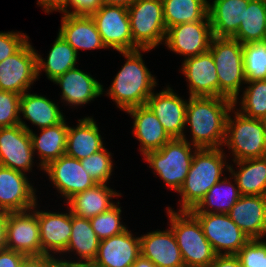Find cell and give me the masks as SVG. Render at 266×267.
I'll return each mask as SVG.
<instances>
[{
  "label": "cell",
  "mask_w": 266,
  "mask_h": 267,
  "mask_svg": "<svg viewBox=\"0 0 266 267\" xmlns=\"http://www.w3.org/2000/svg\"><path fill=\"white\" fill-rule=\"evenodd\" d=\"M185 125L192 134L191 145L197 148H221L225 142L226 122L234 107L233 100L224 97L189 96Z\"/></svg>",
  "instance_id": "cell-1"
},
{
  "label": "cell",
  "mask_w": 266,
  "mask_h": 267,
  "mask_svg": "<svg viewBox=\"0 0 266 267\" xmlns=\"http://www.w3.org/2000/svg\"><path fill=\"white\" fill-rule=\"evenodd\" d=\"M140 51L149 49L120 52L126 58L125 64L107 90V95L125 112L130 108L146 105L157 85L155 77L142 60Z\"/></svg>",
  "instance_id": "cell-2"
},
{
  "label": "cell",
  "mask_w": 266,
  "mask_h": 267,
  "mask_svg": "<svg viewBox=\"0 0 266 267\" xmlns=\"http://www.w3.org/2000/svg\"><path fill=\"white\" fill-rule=\"evenodd\" d=\"M225 158L222 148H201L194 153L185 182L178 191L181 195L179 211L193 209L208 190L222 180L224 168L229 170Z\"/></svg>",
  "instance_id": "cell-3"
},
{
  "label": "cell",
  "mask_w": 266,
  "mask_h": 267,
  "mask_svg": "<svg viewBox=\"0 0 266 267\" xmlns=\"http://www.w3.org/2000/svg\"><path fill=\"white\" fill-rule=\"evenodd\" d=\"M170 228L175 234L185 267H208L216 253L204 235L198 219L190 211L167 208Z\"/></svg>",
  "instance_id": "cell-4"
},
{
  "label": "cell",
  "mask_w": 266,
  "mask_h": 267,
  "mask_svg": "<svg viewBox=\"0 0 266 267\" xmlns=\"http://www.w3.org/2000/svg\"><path fill=\"white\" fill-rule=\"evenodd\" d=\"M209 52L218 74V97L238 102L240 87L246 83L244 76L243 45L234 38L213 36Z\"/></svg>",
  "instance_id": "cell-5"
},
{
  "label": "cell",
  "mask_w": 266,
  "mask_h": 267,
  "mask_svg": "<svg viewBox=\"0 0 266 267\" xmlns=\"http://www.w3.org/2000/svg\"><path fill=\"white\" fill-rule=\"evenodd\" d=\"M198 149L191 145L186 137L172 138L161 149L148 152L143 157L149 168L163 179L166 186L178 193L185 182L194 153Z\"/></svg>",
  "instance_id": "cell-6"
},
{
  "label": "cell",
  "mask_w": 266,
  "mask_h": 267,
  "mask_svg": "<svg viewBox=\"0 0 266 267\" xmlns=\"http://www.w3.org/2000/svg\"><path fill=\"white\" fill-rule=\"evenodd\" d=\"M233 107L226 122L224 146L231 149L233 162L266 156V134L259 119L249 118Z\"/></svg>",
  "instance_id": "cell-7"
},
{
  "label": "cell",
  "mask_w": 266,
  "mask_h": 267,
  "mask_svg": "<svg viewBox=\"0 0 266 267\" xmlns=\"http://www.w3.org/2000/svg\"><path fill=\"white\" fill-rule=\"evenodd\" d=\"M133 43L139 49H154L166 37L162 0H135L128 7Z\"/></svg>",
  "instance_id": "cell-8"
},
{
  "label": "cell",
  "mask_w": 266,
  "mask_h": 267,
  "mask_svg": "<svg viewBox=\"0 0 266 267\" xmlns=\"http://www.w3.org/2000/svg\"><path fill=\"white\" fill-rule=\"evenodd\" d=\"M91 18L106 48H113L118 52L139 49L133 43L128 8L102 5Z\"/></svg>",
  "instance_id": "cell-9"
},
{
  "label": "cell",
  "mask_w": 266,
  "mask_h": 267,
  "mask_svg": "<svg viewBox=\"0 0 266 267\" xmlns=\"http://www.w3.org/2000/svg\"><path fill=\"white\" fill-rule=\"evenodd\" d=\"M200 222L204 235L216 255H236L250 238L228 214L192 213ZM224 253H223V251Z\"/></svg>",
  "instance_id": "cell-10"
},
{
  "label": "cell",
  "mask_w": 266,
  "mask_h": 267,
  "mask_svg": "<svg viewBox=\"0 0 266 267\" xmlns=\"http://www.w3.org/2000/svg\"><path fill=\"white\" fill-rule=\"evenodd\" d=\"M36 79H38L37 51L30 41L0 63V91L22 95L28 92Z\"/></svg>",
  "instance_id": "cell-11"
},
{
  "label": "cell",
  "mask_w": 266,
  "mask_h": 267,
  "mask_svg": "<svg viewBox=\"0 0 266 267\" xmlns=\"http://www.w3.org/2000/svg\"><path fill=\"white\" fill-rule=\"evenodd\" d=\"M37 205L36 203L32 209L27 211L8 213L7 249L23 253L26 256L42 255Z\"/></svg>",
  "instance_id": "cell-12"
},
{
  "label": "cell",
  "mask_w": 266,
  "mask_h": 267,
  "mask_svg": "<svg viewBox=\"0 0 266 267\" xmlns=\"http://www.w3.org/2000/svg\"><path fill=\"white\" fill-rule=\"evenodd\" d=\"M212 38L210 21L187 22L169 27L164 45L186 59L209 51Z\"/></svg>",
  "instance_id": "cell-13"
},
{
  "label": "cell",
  "mask_w": 266,
  "mask_h": 267,
  "mask_svg": "<svg viewBox=\"0 0 266 267\" xmlns=\"http://www.w3.org/2000/svg\"><path fill=\"white\" fill-rule=\"evenodd\" d=\"M43 170L66 202L75 194L96 185L81 165L80 160L66 154L50 162Z\"/></svg>",
  "instance_id": "cell-14"
},
{
  "label": "cell",
  "mask_w": 266,
  "mask_h": 267,
  "mask_svg": "<svg viewBox=\"0 0 266 267\" xmlns=\"http://www.w3.org/2000/svg\"><path fill=\"white\" fill-rule=\"evenodd\" d=\"M35 188L25 173L0 165V210L22 212L37 202Z\"/></svg>",
  "instance_id": "cell-15"
},
{
  "label": "cell",
  "mask_w": 266,
  "mask_h": 267,
  "mask_svg": "<svg viewBox=\"0 0 266 267\" xmlns=\"http://www.w3.org/2000/svg\"><path fill=\"white\" fill-rule=\"evenodd\" d=\"M34 151L29 131L20 124L0 128V165L20 172L32 170Z\"/></svg>",
  "instance_id": "cell-16"
},
{
  "label": "cell",
  "mask_w": 266,
  "mask_h": 267,
  "mask_svg": "<svg viewBox=\"0 0 266 267\" xmlns=\"http://www.w3.org/2000/svg\"><path fill=\"white\" fill-rule=\"evenodd\" d=\"M188 101L182 99L171 87L159 93H153L148 98L146 105L155 114L164 130L171 138H185L184 128L186 106Z\"/></svg>",
  "instance_id": "cell-17"
},
{
  "label": "cell",
  "mask_w": 266,
  "mask_h": 267,
  "mask_svg": "<svg viewBox=\"0 0 266 267\" xmlns=\"http://www.w3.org/2000/svg\"><path fill=\"white\" fill-rule=\"evenodd\" d=\"M141 255L140 238L128 229L100 240L94 264L97 267H131Z\"/></svg>",
  "instance_id": "cell-18"
},
{
  "label": "cell",
  "mask_w": 266,
  "mask_h": 267,
  "mask_svg": "<svg viewBox=\"0 0 266 267\" xmlns=\"http://www.w3.org/2000/svg\"><path fill=\"white\" fill-rule=\"evenodd\" d=\"M181 70L189 82V96L218 97L217 68L209 51L186 58Z\"/></svg>",
  "instance_id": "cell-19"
},
{
  "label": "cell",
  "mask_w": 266,
  "mask_h": 267,
  "mask_svg": "<svg viewBox=\"0 0 266 267\" xmlns=\"http://www.w3.org/2000/svg\"><path fill=\"white\" fill-rule=\"evenodd\" d=\"M228 215L250 239L266 236V196L241 195Z\"/></svg>",
  "instance_id": "cell-20"
},
{
  "label": "cell",
  "mask_w": 266,
  "mask_h": 267,
  "mask_svg": "<svg viewBox=\"0 0 266 267\" xmlns=\"http://www.w3.org/2000/svg\"><path fill=\"white\" fill-rule=\"evenodd\" d=\"M139 238L141 255L148 258L156 267H185L171 228L148 232Z\"/></svg>",
  "instance_id": "cell-21"
},
{
  "label": "cell",
  "mask_w": 266,
  "mask_h": 267,
  "mask_svg": "<svg viewBox=\"0 0 266 267\" xmlns=\"http://www.w3.org/2000/svg\"><path fill=\"white\" fill-rule=\"evenodd\" d=\"M56 213L38 210L42 254H62L71 236V211ZM51 253V254H50Z\"/></svg>",
  "instance_id": "cell-22"
},
{
  "label": "cell",
  "mask_w": 266,
  "mask_h": 267,
  "mask_svg": "<svg viewBox=\"0 0 266 267\" xmlns=\"http://www.w3.org/2000/svg\"><path fill=\"white\" fill-rule=\"evenodd\" d=\"M62 90V99L69 106H79L91 102L103 94V85L92 75L74 67L54 81Z\"/></svg>",
  "instance_id": "cell-23"
},
{
  "label": "cell",
  "mask_w": 266,
  "mask_h": 267,
  "mask_svg": "<svg viewBox=\"0 0 266 267\" xmlns=\"http://www.w3.org/2000/svg\"><path fill=\"white\" fill-rule=\"evenodd\" d=\"M133 117V134L139 140L143 156L161 149L172 138L147 105L130 108L126 111Z\"/></svg>",
  "instance_id": "cell-24"
},
{
  "label": "cell",
  "mask_w": 266,
  "mask_h": 267,
  "mask_svg": "<svg viewBox=\"0 0 266 267\" xmlns=\"http://www.w3.org/2000/svg\"><path fill=\"white\" fill-rule=\"evenodd\" d=\"M59 35L76 51L106 48L91 16L63 14Z\"/></svg>",
  "instance_id": "cell-25"
},
{
  "label": "cell",
  "mask_w": 266,
  "mask_h": 267,
  "mask_svg": "<svg viewBox=\"0 0 266 267\" xmlns=\"http://www.w3.org/2000/svg\"><path fill=\"white\" fill-rule=\"evenodd\" d=\"M20 125L29 131L31 138L32 149L37 151L40 157L39 167L41 170L50 162L57 160L66 152L68 125L65 120L61 123L41 129V134H35L20 117Z\"/></svg>",
  "instance_id": "cell-26"
},
{
  "label": "cell",
  "mask_w": 266,
  "mask_h": 267,
  "mask_svg": "<svg viewBox=\"0 0 266 267\" xmlns=\"http://www.w3.org/2000/svg\"><path fill=\"white\" fill-rule=\"evenodd\" d=\"M250 0H214L208 2V16L213 36L232 38L243 20L244 7Z\"/></svg>",
  "instance_id": "cell-27"
},
{
  "label": "cell",
  "mask_w": 266,
  "mask_h": 267,
  "mask_svg": "<svg viewBox=\"0 0 266 267\" xmlns=\"http://www.w3.org/2000/svg\"><path fill=\"white\" fill-rule=\"evenodd\" d=\"M78 121L77 127L68 126L65 154L81 160L99 152L105 146L93 117H85Z\"/></svg>",
  "instance_id": "cell-28"
},
{
  "label": "cell",
  "mask_w": 266,
  "mask_h": 267,
  "mask_svg": "<svg viewBox=\"0 0 266 267\" xmlns=\"http://www.w3.org/2000/svg\"><path fill=\"white\" fill-rule=\"evenodd\" d=\"M117 196L120 197L121 194L109 188L107 184H96L84 192L75 194L66 203L73 215L90 219L112 207L115 203L111 200Z\"/></svg>",
  "instance_id": "cell-29"
},
{
  "label": "cell",
  "mask_w": 266,
  "mask_h": 267,
  "mask_svg": "<svg viewBox=\"0 0 266 267\" xmlns=\"http://www.w3.org/2000/svg\"><path fill=\"white\" fill-rule=\"evenodd\" d=\"M57 105L49 98L35 93L25 92L20 96V114L40 129L55 126L65 119Z\"/></svg>",
  "instance_id": "cell-30"
},
{
  "label": "cell",
  "mask_w": 266,
  "mask_h": 267,
  "mask_svg": "<svg viewBox=\"0 0 266 267\" xmlns=\"http://www.w3.org/2000/svg\"><path fill=\"white\" fill-rule=\"evenodd\" d=\"M239 169L229 165L228 172L235 178L241 195L266 196V156L235 161Z\"/></svg>",
  "instance_id": "cell-31"
},
{
  "label": "cell",
  "mask_w": 266,
  "mask_h": 267,
  "mask_svg": "<svg viewBox=\"0 0 266 267\" xmlns=\"http://www.w3.org/2000/svg\"><path fill=\"white\" fill-rule=\"evenodd\" d=\"M231 178L234 179V184L226 177L222 181L219 180L190 212L228 214L232 206L241 197L235 178L233 176Z\"/></svg>",
  "instance_id": "cell-32"
},
{
  "label": "cell",
  "mask_w": 266,
  "mask_h": 267,
  "mask_svg": "<svg viewBox=\"0 0 266 267\" xmlns=\"http://www.w3.org/2000/svg\"><path fill=\"white\" fill-rule=\"evenodd\" d=\"M99 243L100 239L92 229L90 220L71 213V236L63 254L74 251L79 255L78 262H94Z\"/></svg>",
  "instance_id": "cell-33"
},
{
  "label": "cell",
  "mask_w": 266,
  "mask_h": 267,
  "mask_svg": "<svg viewBox=\"0 0 266 267\" xmlns=\"http://www.w3.org/2000/svg\"><path fill=\"white\" fill-rule=\"evenodd\" d=\"M79 54L59 35L49 51L47 60L37 53V76L45 71L49 80L54 81L69 69L76 67Z\"/></svg>",
  "instance_id": "cell-34"
},
{
  "label": "cell",
  "mask_w": 266,
  "mask_h": 267,
  "mask_svg": "<svg viewBox=\"0 0 266 267\" xmlns=\"http://www.w3.org/2000/svg\"><path fill=\"white\" fill-rule=\"evenodd\" d=\"M207 0H162L166 29L195 21H210Z\"/></svg>",
  "instance_id": "cell-35"
},
{
  "label": "cell",
  "mask_w": 266,
  "mask_h": 267,
  "mask_svg": "<svg viewBox=\"0 0 266 267\" xmlns=\"http://www.w3.org/2000/svg\"><path fill=\"white\" fill-rule=\"evenodd\" d=\"M242 45L266 40V0H250L244 7L243 20L232 37Z\"/></svg>",
  "instance_id": "cell-36"
},
{
  "label": "cell",
  "mask_w": 266,
  "mask_h": 267,
  "mask_svg": "<svg viewBox=\"0 0 266 267\" xmlns=\"http://www.w3.org/2000/svg\"><path fill=\"white\" fill-rule=\"evenodd\" d=\"M246 82L266 80V40L243 44Z\"/></svg>",
  "instance_id": "cell-37"
},
{
  "label": "cell",
  "mask_w": 266,
  "mask_h": 267,
  "mask_svg": "<svg viewBox=\"0 0 266 267\" xmlns=\"http://www.w3.org/2000/svg\"><path fill=\"white\" fill-rule=\"evenodd\" d=\"M249 86L245 88L241 98V114L249 118H261L266 113V80L246 82ZM242 110V111H241Z\"/></svg>",
  "instance_id": "cell-38"
},
{
  "label": "cell",
  "mask_w": 266,
  "mask_h": 267,
  "mask_svg": "<svg viewBox=\"0 0 266 267\" xmlns=\"http://www.w3.org/2000/svg\"><path fill=\"white\" fill-rule=\"evenodd\" d=\"M116 204L105 212L89 219L92 229L100 240L119 235L127 230V227L120 222L122 210L121 207H118L119 202Z\"/></svg>",
  "instance_id": "cell-39"
},
{
  "label": "cell",
  "mask_w": 266,
  "mask_h": 267,
  "mask_svg": "<svg viewBox=\"0 0 266 267\" xmlns=\"http://www.w3.org/2000/svg\"><path fill=\"white\" fill-rule=\"evenodd\" d=\"M111 153L103 148L97 153L80 160L83 168L88 172L96 184H107L113 171Z\"/></svg>",
  "instance_id": "cell-40"
},
{
  "label": "cell",
  "mask_w": 266,
  "mask_h": 267,
  "mask_svg": "<svg viewBox=\"0 0 266 267\" xmlns=\"http://www.w3.org/2000/svg\"><path fill=\"white\" fill-rule=\"evenodd\" d=\"M20 96L9 91H0V128L20 124Z\"/></svg>",
  "instance_id": "cell-41"
},
{
  "label": "cell",
  "mask_w": 266,
  "mask_h": 267,
  "mask_svg": "<svg viewBox=\"0 0 266 267\" xmlns=\"http://www.w3.org/2000/svg\"><path fill=\"white\" fill-rule=\"evenodd\" d=\"M236 256L242 267H266V241L250 239Z\"/></svg>",
  "instance_id": "cell-42"
},
{
  "label": "cell",
  "mask_w": 266,
  "mask_h": 267,
  "mask_svg": "<svg viewBox=\"0 0 266 267\" xmlns=\"http://www.w3.org/2000/svg\"><path fill=\"white\" fill-rule=\"evenodd\" d=\"M102 5V0H63L53 11L75 16H91ZM68 7L74 10L69 11Z\"/></svg>",
  "instance_id": "cell-43"
},
{
  "label": "cell",
  "mask_w": 266,
  "mask_h": 267,
  "mask_svg": "<svg viewBox=\"0 0 266 267\" xmlns=\"http://www.w3.org/2000/svg\"><path fill=\"white\" fill-rule=\"evenodd\" d=\"M20 32H0V63L15 54L29 39Z\"/></svg>",
  "instance_id": "cell-44"
},
{
  "label": "cell",
  "mask_w": 266,
  "mask_h": 267,
  "mask_svg": "<svg viewBox=\"0 0 266 267\" xmlns=\"http://www.w3.org/2000/svg\"><path fill=\"white\" fill-rule=\"evenodd\" d=\"M57 264L55 255H29L23 258L19 267H57Z\"/></svg>",
  "instance_id": "cell-45"
},
{
  "label": "cell",
  "mask_w": 266,
  "mask_h": 267,
  "mask_svg": "<svg viewBox=\"0 0 266 267\" xmlns=\"http://www.w3.org/2000/svg\"><path fill=\"white\" fill-rule=\"evenodd\" d=\"M26 255L10 249L0 250V267H19Z\"/></svg>",
  "instance_id": "cell-46"
},
{
  "label": "cell",
  "mask_w": 266,
  "mask_h": 267,
  "mask_svg": "<svg viewBox=\"0 0 266 267\" xmlns=\"http://www.w3.org/2000/svg\"><path fill=\"white\" fill-rule=\"evenodd\" d=\"M208 267H242L236 255H216Z\"/></svg>",
  "instance_id": "cell-47"
},
{
  "label": "cell",
  "mask_w": 266,
  "mask_h": 267,
  "mask_svg": "<svg viewBox=\"0 0 266 267\" xmlns=\"http://www.w3.org/2000/svg\"><path fill=\"white\" fill-rule=\"evenodd\" d=\"M8 213L9 212L0 210V250L7 248L6 226H7Z\"/></svg>",
  "instance_id": "cell-48"
},
{
  "label": "cell",
  "mask_w": 266,
  "mask_h": 267,
  "mask_svg": "<svg viewBox=\"0 0 266 267\" xmlns=\"http://www.w3.org/2000/svg\"><path fill=\"white\" fill-rule=\"evenodd\" d=\"M57 267H97L93 262H78L63 260V258L58 259Z\"/></svg>",
  "instance_id": "cell-49"
},
{
  "label": "cell",
  "mask_w": 266,
  "mask_h": 267,
  "mask_svg": "<svg viewBox=\"0 0 266 267\" xmlns=\"http://www.w3.org/2000/svg\"><path fill=\"white\" fill-rule=\"evenodd\" d=\"M38 5L41 6L46 12H53V10L63 1V0H37Z\"/></svg>",
  "instance_id": "cell-50"
},
{
  "label": "cell",
  "mask_w": 266,
  "mask_h": 267,
  "mask_svg": "<svg viewBox=\"0 0 266 267\" xmlns=\"http://www.w3.org/2000/svg\"><path fill=\"white\" fill-rule=\"evenodd\" d=\"M135 0H102L103 5H114L128 8Z\"/></svg>",
  "instance_id": "cell-51"
},
{
  "label": "cell",
  "mask_w": 266,
  "mask_h": 267,
  "mask_svg": "<svg viewBox=\"0 0 266 267\" xmlns=\"http://www.w3.org/2000/svg\"><path fill=\"white\" fill-rule=\"evenodd\" d=\"M131 267H156L148 258L140 255Z\"/></svg>",
  "instance_id": "cell-52"
},
{
  "label": "cell",
  "mask_w": 266,
  "mask_h": 267,
  "mask_svg": "<svg viewBox=\"0 0 266 267\" xmlns=\"http://www.w3.org/2000/svg\"><path fill=\"white\" fill-rule=\"evenodd\" d=\"M259 121L261 122L264 132L266 134V113L261 118H259Z\"/></svg>",
  "instance_id": "cell-53"
}]
</instances>
